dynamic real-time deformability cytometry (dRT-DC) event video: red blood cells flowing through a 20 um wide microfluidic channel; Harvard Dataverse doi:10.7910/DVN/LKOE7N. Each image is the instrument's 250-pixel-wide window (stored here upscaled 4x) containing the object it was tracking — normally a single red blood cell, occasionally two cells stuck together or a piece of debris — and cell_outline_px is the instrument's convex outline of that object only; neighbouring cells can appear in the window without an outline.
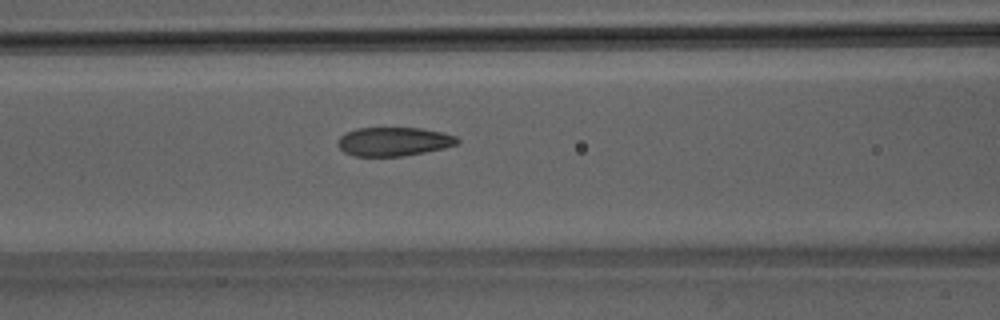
{"species": "Egyptian fruit bat (a non-hibernating species)", "species_latin": "Rousettus aegyptiacus", "temperature_condition": "room temperature", "stored_images_in_passage": 50, "camera_frame_rate_fps": 3000, "um_per_image_px": 0.085, "animal": {"sex": "male"}, "frame": {"image": 1, "passage_image": 21, "time_ms": 6.667, "image_size_px": [1000, 320], "cell_outline_px": [[460, 140], [456, 144], [444, 148], [404, 156], [352, 156], [344, 152], [336, 144], [340, 136], [344, 132], [356, 128], [420, 128], [440, 132], [456, 136]], "centroid_in_image_um": [33.42, 12.03], "position_along_channel_um": 133.2, "area_um2": 20.11}}
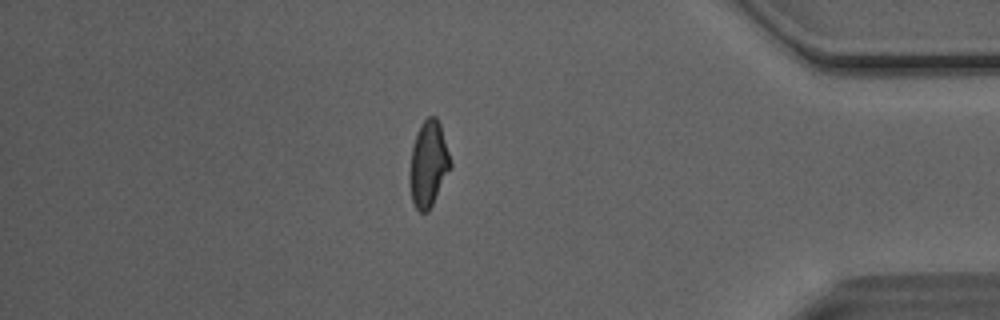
{"frame": {"image": 2, "passage_image": 43, "time_ms": 14.0, "image_size_px": [1000, 320], "cell_outline_px": [[452, 168], [428, 212], [420, 212], [416, 208], [412, 200], [408, 180], [412, 148], [420, 124], [428, 116], [436, 116], [440, 124], [452, 164]], "centroid_in_image_um": [36.42, 13.96], "position_along_channel_um": 398.8, "area_um2": 20.46}}
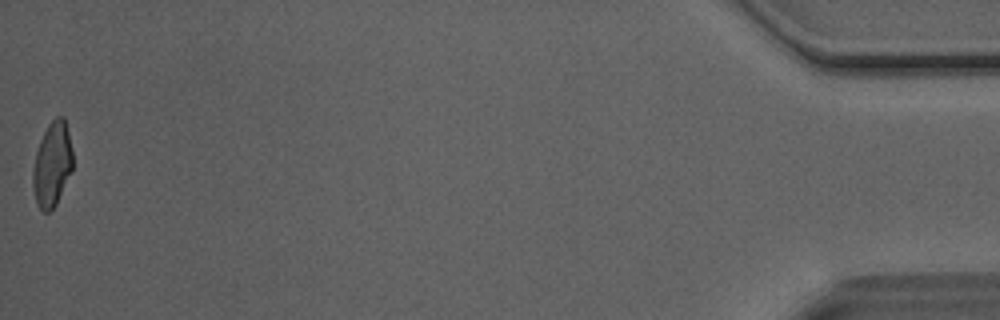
{"frame": {"image": 3, "passage_image": 50, "time_ms": 16.333, "image_size_px": [1000, 320], "cell_outline_px": [[72, 168], [56, 204], [48, 212], [44, 212], [36, 204], [32, 188], [32, 172], [36, 152], [40, 140], [48, 124], [56, 116], [64, 116], [68, 132], [72, 152]], "centroid_in_image_um": [4.41, 13.96], "position_along_channel_um": 430.8, "area_um2": 19.48}, "authors_computed_cell_mechanics": {"area_um2": 20.6346, "velocity_mm_per_s": 4.0876, "shape_relaxation_time_tau1_ms": 7.3727, "shape_relaxation_time_tau2_ms": 1.2096, "deformation_change_tau1": 0.1836, "deformation_change_tau2": 0.0776}}